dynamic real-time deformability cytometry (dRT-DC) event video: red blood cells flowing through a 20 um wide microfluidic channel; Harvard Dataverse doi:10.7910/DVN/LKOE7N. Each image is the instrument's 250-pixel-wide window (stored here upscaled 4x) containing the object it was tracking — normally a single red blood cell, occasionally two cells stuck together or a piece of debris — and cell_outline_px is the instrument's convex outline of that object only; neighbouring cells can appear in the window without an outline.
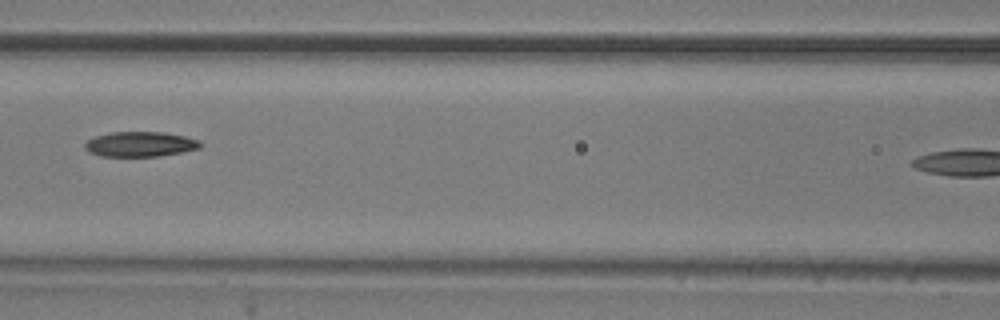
{"species": "common noctule bat (a hibernating species)", "species_latin": "Nyctalus noctula", "temperature_condition": "room temperature", "stored_images_in_passage": 8, "camera_frame_rate_fps": 3000, "um_per_image_px": 0.085, "animal": {"sex": "male", "body_mass_g": 20.5, "forearm_length_mm": 52.5}, "frame": {"image": 1, "passage_image": 6, "time_ms": 1.667, "image_size_px": [1000, 320], "cell_outline_px": [[204, 144], [200, 148], [180, 152], [156, 156], [100, 156], [88, 152], [84, 148], [84, 144], [88, 140], [96, 136], [112, 132], [164, 132], [184, 136], [200, 140]], "centroid_in_image_um": [11.92, 12.25], "position_along_channel_um": 154.7, "area_um2": 16.82}}
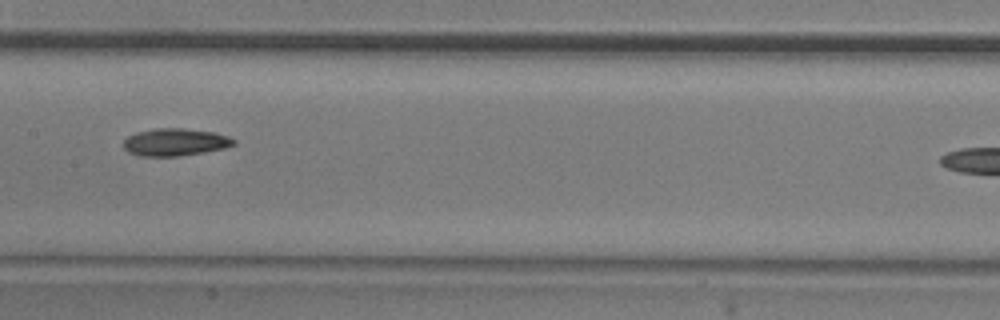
{"frame": {"image": 2, "passage_image": 7, "time_ms": 2.0, "image_size_px": [1000, 320], "cell_outline_px": [[236, 144], [224, 148], [204, 152], [180, 156], [140, 156], [128, 152], [124, 148], [124, 140], [128, 136], [136, 132], [156, 128], [184, 128], [216, 132], [228, 136], [236, 140]], "centroid_in_image_um": [14.9, 12.07], "position_along_channel_um": 192.5, "area_um2": 17.74}}